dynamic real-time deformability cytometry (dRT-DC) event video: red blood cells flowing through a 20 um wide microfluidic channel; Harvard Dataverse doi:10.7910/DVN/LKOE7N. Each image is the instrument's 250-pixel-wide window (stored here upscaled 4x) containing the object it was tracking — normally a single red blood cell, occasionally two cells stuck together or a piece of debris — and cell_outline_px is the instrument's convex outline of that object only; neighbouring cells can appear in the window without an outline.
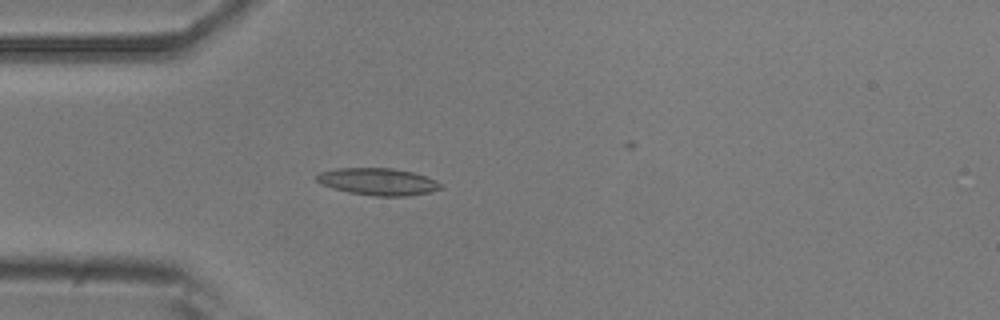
{"species": "common noctule bat (a hibernating species)", "species_latin": "Nyctalus noctula", "temperature_condition": "room temperature", "stored_images_in_passage": 26, "camera_frame_rate_fps": 3000, "um_per_image_px": 0.085, "animal": {"sex": "male", "body_mass_g": 20.5, "forearm_length_mm": 52.5}, "frame": {"image": 1, "passage_image": 15, "time_ms": 4.667, "image_size_px": [1000, 320], "cell_outline_px": [[444, 188], [432, 192], [408, 196], [376, 196], [348, 192], [332, 188], [320, 184], [316, 180], [316, 176], [320, 172], [336, 168], [392, 168], [412, 172], [428, 176], [444, 184]], "centroid_in_image_um": [32.18, 15.44], "position_along_channel_um": 52.8, "area_um2": 19.88}}
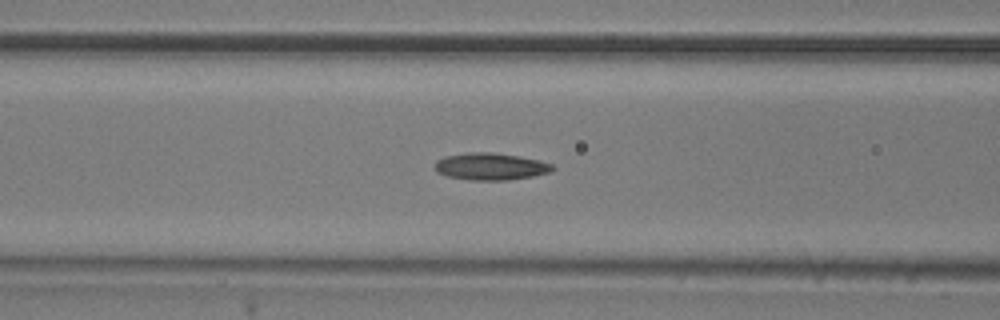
{"frame": {"image": 2, "passage_image": 21, "time_ms": 6.667, "image_size_px": [1000, 320], "cell_outline_px": [[556, 168], [552, 172], [532, 176], [508, 180], [472, 180], [448, 176], [436, 172], [436, 160], [444, 156], [468, 152], [492, 152], [520, 156], [552, 164]], "centroid_in_image_um": [41.71, 14.14], "position_along_channel_um": 124.9, "area_um2": 18.55}}
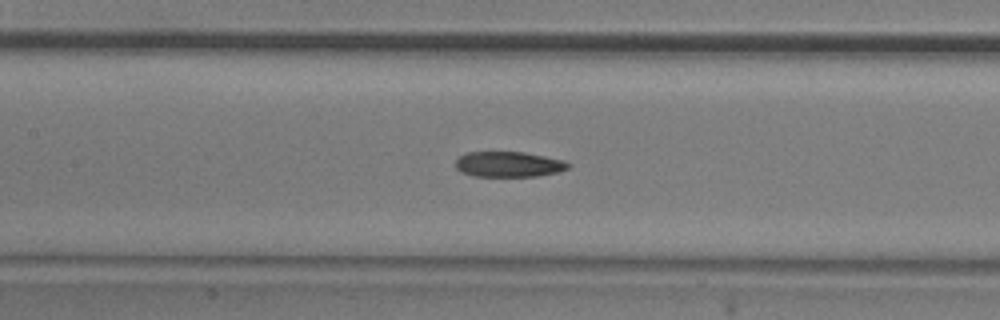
{"frame": {"image": 3, "passage_image": 24, "time_ms": 7.667, "image_size_px": [1000, 320], "cell_outline_px": [[572, 164], [568, 168], [556, 172], [536, 176], [472, 176], [460, 172], [456, 168], [456, 160], [460, 156], [468, 152], [524, 152], [564, 160]], "centroid_in_image_um": [43.22, 13.96], "position_along_channel_um": 164.2, "area_um2": 16.65}}